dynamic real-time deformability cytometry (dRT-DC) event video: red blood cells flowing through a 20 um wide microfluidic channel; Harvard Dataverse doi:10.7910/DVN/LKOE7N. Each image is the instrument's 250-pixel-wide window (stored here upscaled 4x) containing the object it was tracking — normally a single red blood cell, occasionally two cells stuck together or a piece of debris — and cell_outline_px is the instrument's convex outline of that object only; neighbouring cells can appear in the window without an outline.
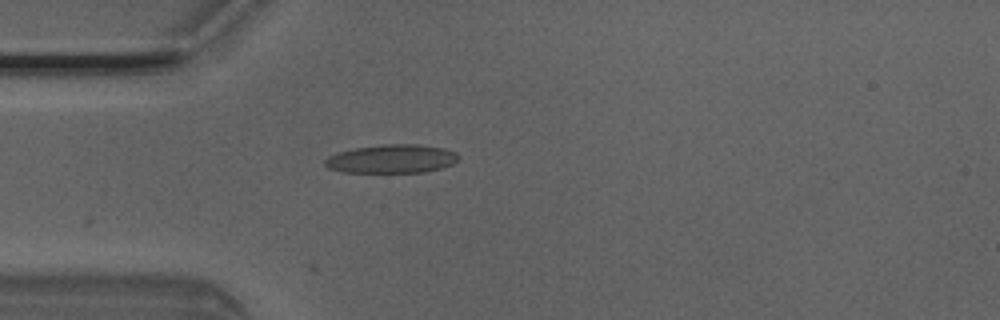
{"species": "Egyptian fruit bat (a non-hibernating species)", "species_latin": "Rousettus aegyptiacus", "temperature_condition": "room temperature", "stored_images_in_passage": 3, "camera_frame_rate_fps": 3000, "um_per_image_px": 0.085, "animal": {"sex": "male"}, "frame": {"image": 1, "passage_image": 3, "time_ms": 0.667, "image_size_px": [1000, 320], "cell_outline_px": [[460, 156], [452, 164], [440, 168], [424, 172], [340, 172], [328, 168], [324, 164], [324, 160], [328, 156], [340, 152], [356, 148], [384, 144], [420, 144], [444, 148], [456, 152]], "centroid_in_image_um": [33.29, 13.5], "position_along_channel_um": 51.7, "area_um2": 22.2}}